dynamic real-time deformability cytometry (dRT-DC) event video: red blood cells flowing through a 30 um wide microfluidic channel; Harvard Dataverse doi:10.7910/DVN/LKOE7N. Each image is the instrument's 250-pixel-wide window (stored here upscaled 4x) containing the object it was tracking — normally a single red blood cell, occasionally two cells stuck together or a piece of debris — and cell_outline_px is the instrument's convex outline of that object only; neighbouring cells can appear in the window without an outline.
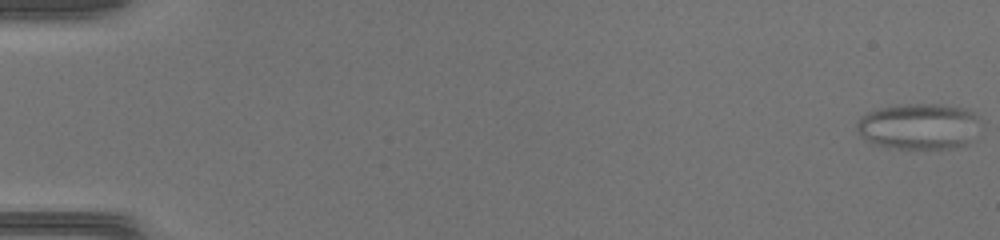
{"species": "common noctule bat (a hibernating species)", "species_latin": "Nyctalus noctula", "temperature_condition": "warm", "stored_images_in_passage": 47, "camera_frame_rate_fps": 3000, "um_per_image_px": 0.085, "animal": {"sex": "female", "body_mass_g": 17.0, "forearm_length_mm": 48.0}, "frame": {"image": 1, "passage_image": 1, "time_ms": 0.0, "image_size_px": [1000, 240], "cell_outline_px": [[976, 120], [968, 144], [952, 148], [896, 148], [876, 144], [860, 136], [856, 128], [856, 124], [860, 116], [868, 112], [880, 108], [900, 104], [940, 104], [968, 108], [976, 116]], "centroid_in_image_um": [78.02, 10.72], "position_along_channel_um": 7.0, "area_um2": 32.6}}
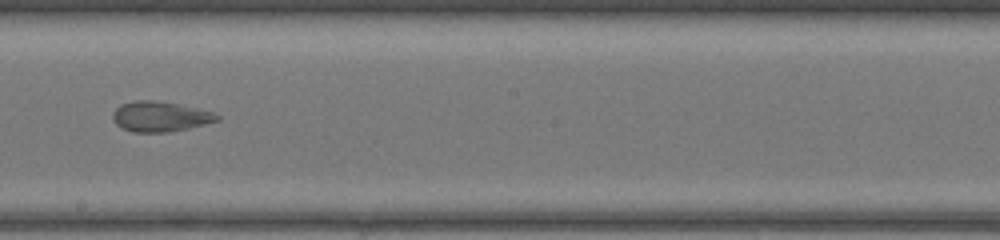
{"frame": {"image": 2, "passage_image": 28, "time_ms": 9.0, "image_size_px": [1000, 240], "cell_outline_px": [[220, 120], [188, 128], [168, 132], [132, 132], [120, 128], [112, 120], [112, 112], [120, 104], [136, 100], [156, 100], [180, 104], [216, 112], [220, 116]], "centroid_in_image_um": [13.6, 9.9], "position_along_channel_um": 234.6, "area_um2": 18.67}}
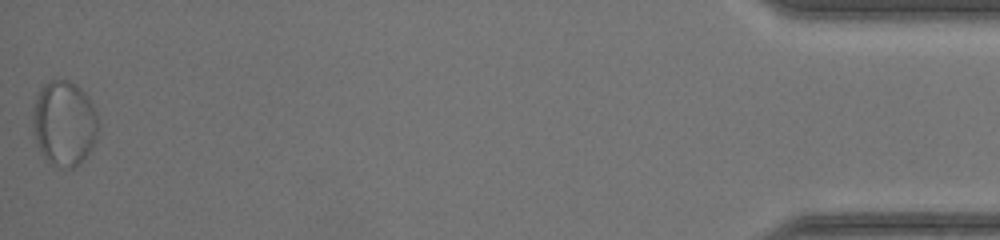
{"frame": {"image": 3, "passage_image": 47, "time_ms": 15.333, "image_size_px": [1000, 240], "cell_outline_px": [[96, 140], [92, 148], [80, 164], [72, 168], [60, 168], [52, 164], [40, 152], [32, 132], [32, 108], [40, 84], [48, 80], [68, 80], [76, 84], [88, 96], [96, 112]], "centroid_in_image_um": [5.4, 10.46], "position_along_channel_um": 429.8, "area_um2": 32.95}}